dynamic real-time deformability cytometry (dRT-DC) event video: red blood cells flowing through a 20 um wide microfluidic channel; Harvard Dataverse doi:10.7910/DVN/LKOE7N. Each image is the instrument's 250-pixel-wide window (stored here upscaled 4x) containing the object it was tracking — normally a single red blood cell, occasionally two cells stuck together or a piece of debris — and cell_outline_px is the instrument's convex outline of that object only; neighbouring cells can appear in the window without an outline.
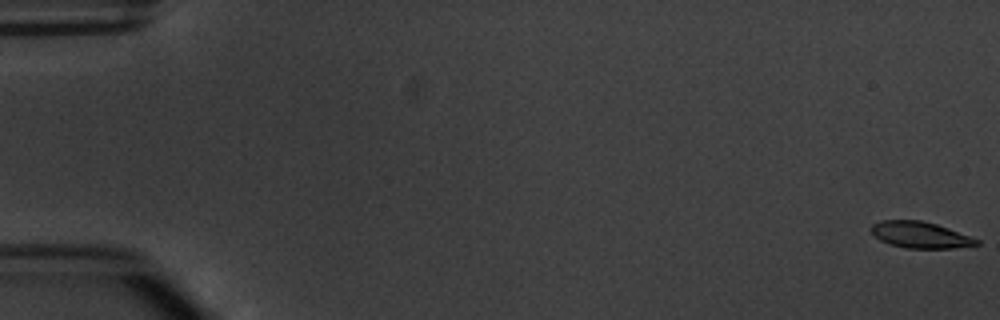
{"species": "common noctule bat (a hibernating species)", "species_latin": "Nyctalus noctula", "temperature_condition": "warm", "stored_images_in_passage": 8, "camera_frame_rate_fps": 3000, "um_per_image_px": 0.085, "animal": {"sex": "male", "body_mass_g": 20.1, "forearm_length_mm": 53.5}, "frame": {"image": 1, "passage_image": 1, "time_ms": 0.0, "image_size_px": [1000, 320], "cell_outline_px": [[980, 244], [952, 248], [904, 248], [888, 244], [880, 240], [872, 232], [872, 224], [880, 220], [920, 220], [936, 224], [948, 228], [980, 240]], "centroid_in_image_um": [78.21, 19.96], "position_along_channel_um": 6.8, "area_um2": 16.07}}
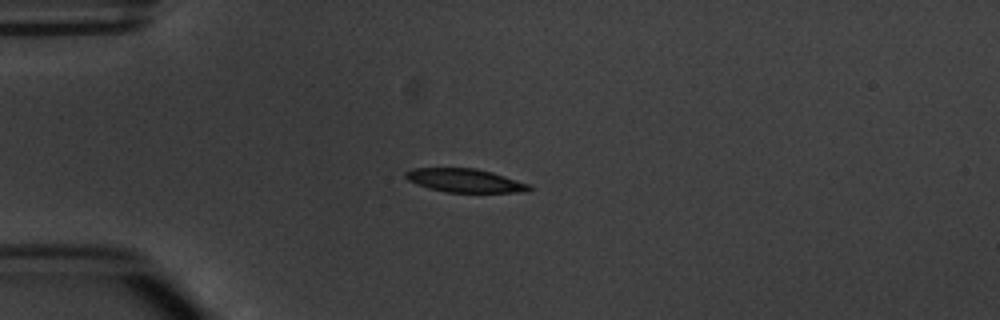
{"frame": {"image": 2, "passage_image": 5, "time_ms": 4.667, "image_size_px": [1000, 320], "cell_outline_px": [[532, 188], [528, 192], [448, 192], [428, 188], [416, 184], [408, 180], [404, 176], [404, 172], [412, 168], [476, 168], [492, 172], [532, 184]], "centroid_in_image_um": [39.54, 15.34], "position_along_channel_um": 45.5, "area_um2": 17.11}}